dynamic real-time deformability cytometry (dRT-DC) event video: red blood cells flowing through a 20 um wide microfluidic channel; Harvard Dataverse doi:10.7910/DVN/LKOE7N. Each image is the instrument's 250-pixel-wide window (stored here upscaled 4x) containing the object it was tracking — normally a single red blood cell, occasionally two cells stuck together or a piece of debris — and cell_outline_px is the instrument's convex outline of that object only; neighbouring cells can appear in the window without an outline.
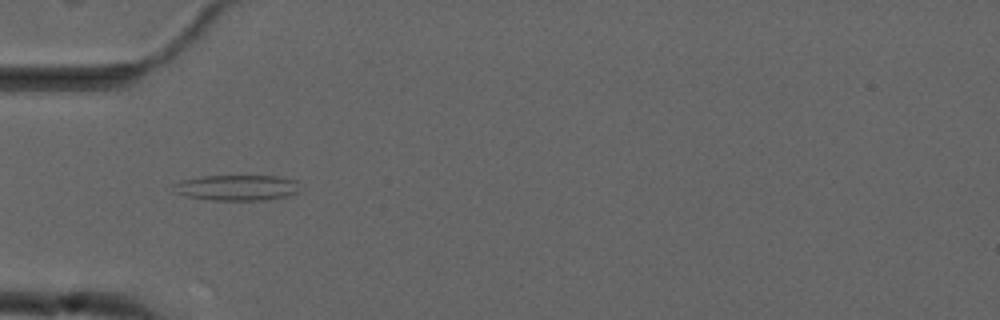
{"species": "common noctule bat (a hibernating species)", "species_latin": "Nyctalus noctula", "temperature_condition": "cold", "stored_images_in_passage": 39, "camera_frame_rate_fps": 3000, "um_per_image_px": 0.085, "animal": {"sex": "male", "forearm_length_mm": 52.5}, "frame": {"image": 1, "passage_image": 2, "time_ms": 0.333, "image_size_px": [1000, 320], "cell_outline_px": [[300, 192], [284, 196], [264, 200], [212, 200], [188, 196], [172, 192], [172, 184], [180, 180], [200, 176], [276, 176], [296, 180]], "centroid_in_image_um": [20.08, 15.94], "position_along_channel_um": 64.9, "area_um2": 18.96}}
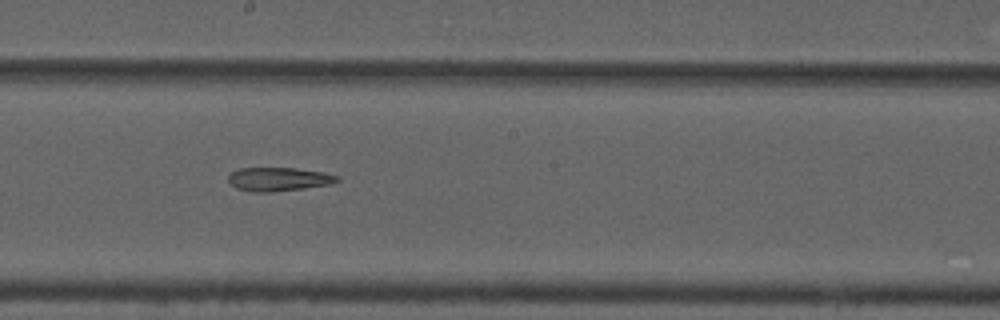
{"frame": {"image": 2, "passage_image": 15, "time_ms": 4.667, "image_size_px": [1000, 320], "cell_outline_px": [[340, 180], [332, 184], [304, 188], [272, 192], [252, 192], [236, 188], [228, 180], [228, 176], [232, 172], [240, 168], [296, 168], [324, 172], [340, 176]], "centroid_in_image_um": [23.72, 15.23], "position_along_channel_um": 224.5, "area_um2": 15.09}}
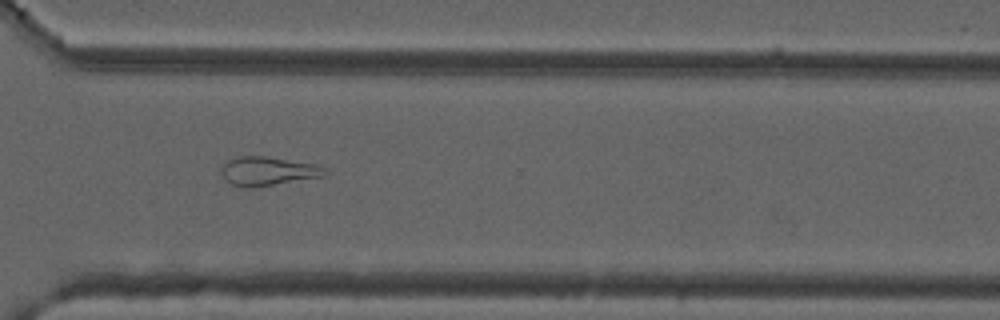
{"frame": {"image": 3, "passage_image": 25, "time_ms": 8.0, "image_size_px": [1000, 320], "cell_outline_px": [[328, 172], [324, 176], [252, 188], [244, 188], [232, 184], [220, 172], [220, 168], [228, 160], [236, 156], [264, 156], [316, 164], [324, 168]], "centroid_in_image_um": [22.75, 14.54], "position_along_channel_um": 347.8, "area_um2": 17.34}, "authors_computed_cell_mechanics": {"area_um2": 16.762, "velocity_mm_per_s": 3.7096, "shape_relaxation_time_tau1_ms": null, "shape_relaxation_time_tau2_ms": 6.081, "deformation_change_tau1": null, "deformation_change_tau2": 0.1875}}